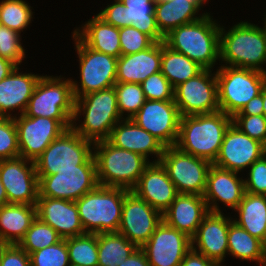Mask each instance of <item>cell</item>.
Segmentation results:
<instances>
[{
	"label": "cell",
	"mask_w": 266,
	"mask_h": 266,
	"mask_svg": "<svg viewBox=\"0 0 266 266\" xmlns=\"http://www.w3.org/2000/svg\"><path fill=\"white\" fill-rule=\"evenodd\" d=\"M232 117L222 111L210 114L183 116L180 119L176 147L187 154L205 159L213 164Z\"/></svg>",
	"instance_id": "cell-1"
},
{
	"label": "cell",
	"mask_w": 266,
	"mask_h": 266,
	"mask_svg": "<svg viewBox=\"0 0 266 266\" xmlns=\"http://www.w3.org/2000/svg\"><path fill=\"white\" fill-rule=\"evenodd\" d=\"M209 12L194 22L172 29L164 43L196 62L203 69L213 70L220 61V24ZM217 60V61H216Z\"/></svg>",
	"instance_id": "cell-2"
},
{
	"label": "cell",
	"mask_w": 266,
	"mask_h": 266,
	"mask_svg": "<svg viewBox=\"0 0 266 266\" xmlns=\"http://www.w3.org/2000/svg\"><path fill=\"white\" fill-rule=\"evenodd\" d=\"M220 60L225 66L258 70L266 73V34L261 26L240 21L229 30L220 26ZM225 63V64H222Z\"/></svg>",
	"instance_id": "cell-3"
},
{
	"label": "cell",
	"mask_w": 266,
	"mask_h": 266,
	"mask_svg": "<svg viewBox=\"0 0 266 266\" xmlns=\"http://www.w3.org/2000/svg\"><path fill=\"white\" fill-rule=\"evenodd\" d=\"M83 115V121L77 120ZM122 120L114 87L91 92L75 99L72 128L93 143L107 140L113 127Z\"/></svg>",
	"instance_id": "cell-4"
},
{
	"label": "cell",
	"mask_w": 266,
	"mask_h": 266,
	"mask_svg": "<svg viewBox=\"0 0 266 266\" xmlns=\"http://www.w3.org/2000/svg\"><path fill=\"white\" fill-rule=\"evenodd\" d=\"M93 157L98 185L132 191L150 163L142 155L112 145L108 140L94 142Z\"/></svg>",
	"instance_id": "cell-5"
},
{
	"label": "cell",
	"mask_w": 266,
	"mask_h": 266,
	"mask_svg": "<svg viewBox=\"0 0 266 266\" xmlns=\"http://www.w3.org/2000/svg\"><path fill=\"white\" fill-rule=\"evenodd\" d=\"M129 190L97 185L75 201L85 233L118 232Z\"/></svg>",
	"instance_id": "cell-6"
},
{
	"label": "cell",
	"mask_w": 266,
	"mask_h": 266,
	"mask_svg": "<svg viewBox=\"0 0 266 266\" xmlns=\"http://www.w3.org/2000/svg\"><path fill=\"white\" fill-rule=\"evenodd\" d=\"M74 113L72 78L46 74L38 80L24 114L28 117L57 119L66 129H70Z\"/></svg>",
	"instance_id": "cell-7"
},
{
	"label": "cell",
	"mask_w": 266,
	"mask_h": 266,
	"mask_svg": "<svg viewBox=\"0 0 266 266\" xmlns=\"http://www.w3.org/2000/svg\"><path fill=\"white\" fill-rule=\"evenodd\" d=\"M220 111L233 117L251 99L261 94L266 73L258 70L221 65L216 69Z\"/></svg>",
	"instance_id": "cell-8"
},
{
	"label": "cell",
	"mask_w": 266,
	"mask_h": 266,
	"mask_svg": "<svg viewBox=\"0 0 266 266\" xmlns=\"http://www.w3.org/2000/svg\"><path fill=\"white\" fill-rule=\"evenodd\" d=\"M94 143L73 128L66 129L34 161L37 175H54L57 170L78 169V165H96Z\"/></svg>",
	"instance_id": "cell-9"
},
{
	"label": "cell",
	"mask_w": 266,
	"mask_h": 266,
	"mask_svg": "<svg viewBox=\"0 0 266 266\" xmlns=\"http://www.w3.org/2000/svg\"><path fill=\"white\" fill-rule=\"evenodd\" d=\"M72 35L80 67V82L72 79L75 99L91 92L114 87L117 83L118 58L95 51L86 46L74 33Z\"/></svg>",
	"instance_id": "cell-10"
},
{
	"label": "cell",
	"mask_w": 266,
	"mask_h": 266,
	"mask_svg": "<svg viewBox=\"0 0 266 266\" xmlns=\"http://www.w3.org/2000/svg\"><path fill=\"white\" fill-rule=\"evenodd\" d=\"M178 193L203 196L209 161L184 153L176 146L165 147L160 159Z\"/></svg>",
	"instance_id": "cell-11"
},
{
	"label": "cell",
	"mask_w": 266,
	"mask_h": 266,
	"mask_svg": "<svg viewBox=\"0 0 266 266\" xmlns=\"http://www.w3.org/2000/svg\"><path fill=\"white\" fill-rule=\"evenodd\" d=\"M174 101L181 117L219 111L216 72L203 69L195 77L176 86Z\"/></svg>",
	"instance_id": "cell-12"
},
{
	"label": "cell",
	"mask_w": 266,
	"mask_h": 266,
	"mask_svg": "<svg viewBox=\"0 0 266 266\" xmlns=\"http://www.w3.org/2000/svg\"><path fill=\"white\" fill-rule=\"evenodd\" d=\"M38 176V197L77 201L97 185L96 165H78V169L57 170L54 175Z\"/></svg>",
	"instance_id": "cell-13"
},
{
	"label": "cell",
	"mask_w": 266,
	"mask_h": 266,
	"mask_svg": "<svg viewBox=\"0 0 266 266\" xmlns=\"http://www.w3.org/2000/svg\"><path fill=\"white\" fill-rule=\"evenodd\" d=\"M0 180L8 204L36 205L39 196L35 162L23 157L0 160Z\"/></svg>",
	"instance_id": "cell-14"
},
{
	"label": "cell",
	"mask_w": 266,
	"mask_h": 266,
	"mask_svg": "<svg viewBox=\"0 0 266 266\" xmlns=\"http://www.w3.org/2000/svg\"><path fill=\"white\" fill-rule=\"evenodd\" d=\"M131 119L165 147L176 145L181 115L174 100H146Z\"/></svg>",
	"instance_id": "cell-15"
},
{
	"label": "cell",
	"mask_w": 266,
	"mask_h": 266,
	"mask_svg": "<svg viewBox=\"0 0 266 266\" xmlns=\"http://www.w3.org/2000/svg\"><path fill=\"white\" fill-rule=\"evenodd\" d=\"M13 115L20 157L31 161H35L66 130L57 119Z\"/></svg>",
	"instance_id": "cell-16"
},
{
	"label": "cell",
	"mask_w": 266,
	"mask_h": 266,
	"mask_svg": "<svg viewBox=\"0 0 266 266\" xmlns=\"http://www.w3.org/2000/svg\"><path fill=\"white\" fill-rule=\"evenodd\" d=\"M162 213L139 198L133 191L124 197L118 233L142 247L162 222Z\"/></svg>",
	"instance_id": "cell-17"
},
{
	"label": "cell",
	"mask_w": 266,
	"mask_h": 266,
	"mask_svg": "<svg viewBox=\"0 0 266 266\" xmlns=\"http://www.w3.org/2000/svg\"><path fill=\"white\" fill-rule=\"evenodd\" d=\"M266 154V146L241 132L233 123L227 129L213 165L240 173Z\"/></svg>",
	"instance_id": "cell-18"
},
{
	"label": "cell",
	"mask_w": 266,
	"mask_h": 266,
	"mask_svg": "<svg viewBox=\"0 0 266 266\" xmlns=\"http://www.w3.org/2000/svg\"><path fill=\"white\" fill-rule=\"evenodd\" d=\"M141 248L150 266H180L191 249V238L162 220Z\"/></svg>",
	"instance_id": "cell-19"
},
{
	"label": "cell",
	"mask_w": 266,
	"mask_h": 266,
	"mask_svg": "<svg viewBox=\"0 0 266 266\" xmlns=\"http://www.w3.org/2000/svg\"><path fill=\"white\" fill-rule=\"evenodd\" d=\"M232 221V217H225L223 212L209 211L191 238V248L223 266L228 255V229Z\"/></svg>",
	"instance_id": "cell-20"
},
{
	"label": "cell",
	"mask_w": 266,
	"mask_h": 266,
	"mask_svg": "<svg viewBox=\"0 0 266 266\" xmlns=\"http://www.w3.org/2000/svg\"><path fill=\"white\" fill-rule=\"evenodd\" d=\"M245 192L244 179L238 177V172L222 169L213 164L210 166L203 195L208 211L223 212L219 203L235 210Z\"/></svg>",
	"instance_id": "cell-21"
},
{
	"label": "cell",
	"mask_w": 266,
	"mask_h": 266,
	"mask_svg": "<svg viewBox=\"0 0 266 266\" xmlns=\"http://www.w3.org/2000/svg\"><path fill=\"white\" fill-rule=\"evenodd\" d=\"M132 191L161 213L179 194L161 162H150Z\"/></svg>",
	"instance_id": "cell-22"
},
{
	"label": "cell",
	"mask_w": 266,
	"mask_h": 266,
	"mask_svg": "<svg viewBox=\"0 0 266 266\" xmlns=\"http://www.w3.org/2000/svg\"><path fill=\"white\" fill-rule=\"evenodd\" d=\"M36 209L37 217L63 239L85 234L75 201L38 197Z\"/></svg>",
	"instance_id": "cell-23"
},
{
	"label": "cell",
	"mask_w": 266,
	"mask_h": 266,
	"mask_svg": "<svg viewBox=\"0 0 266 266\" xmlns=\"http://www.w3.org/2000/svg\"><path fill=\"white\" fill-rule=\"evenodd\" d=\"M107 140L118 148L142 155L149 162L148 157L150 156H154L152 162H160L165 148L157 138L137 125L132 119L120 120L113 127Z\"/></svg>",
	"instance_id": "cell-24"
},
{
	"label": "cell",
	"mask_w": 266,
	"mask_h": 266,
	"mask_svg": "<svg viewBox=\"0 0 266 266\" xmlns=\"http://www.w3.org/2000/svg\"><path fill=\"white\" fill-rule=\"evenodd\" d=\"M19 69L16 67L0 82V116L13 118L15 110H19L17 116L24 114L41 77L39 74L19 72Z\"/></svg>",
	"instance_id": "cell-25"
},
{
	"label": "cell",
	"mask_w": 266,
	"mask_h": 266,
	"mask_svg": "<svg viewBox=\"0 0 266 266\" xmlns=\"http://www.w3.org/2000/svg\"><path fill=\"white\" fill-rule=\"evenodd\" d=\"M208 212L203 196L179 193L170 207L162 213V219L172 228L192 238Z\"/></svg>",
	"instance_id": "cell-26"
},
{
	"label": "cell",
	"mask_w": 266,
	"mask_h": 266,
	"mask_svg": "<svg viewBox=\"0 0 266 266\" xmlns=\"http://www.w3.org/2000/svg\"><path fill=\"white\" fill-rule=\"evenodd\" d=\"M162 42H154L149 48L117 60L116 81L141 84L150 75L161 71Z\"/></svg>",
	"instance_id": "cell-27"
},
{
	"label": "cell",
	"mask_w": 266,
	"mask_h": 266,
	"mask_svg": "<svg viewBox=\"0 0 266 266\" xmlns=\"http://www.w3.org/2000/svg\"><path fill=\"white\" fill-rule=\"evenodd\" d=\"M205 2L207 0L155 2L154 14L159 31L166 36L174 28L201 19L206 12L197 14Z\"/></svg>",
	"instance_id": "cell-28"
},
{
	"label": "cell",
	"mask_w": 266,
	"mask_h": 266,
	"mask_svg": "<svg viewBox=\"0 0 266 266\" xmlns=\"http://www.w3.org/2000/svg\"><path fill=\"white\" fill-rule=\"evenodd\" d=\"M81 27L74 29L73 33L86 46L116 58L121 56L119 28L107 24L98 15Z\"/></svg>",
	"instance_id": "cell-29"
},
{
	"label": "cell",
	"mask_w": 266,
	"mask_h": 266,
	"mask_svg": "<svg viewBox=\"0 0 266 266\" xmlns=\"http://www.w3.org/2000/svg\"><path fill=\"white\" fill-rule=\"evenodd\" d=\"M36 217V205L6 204L1 206L0 244H18Z\"/></svg>",
	"instance_id": "cell-30"
},
{
	"label": "cell",
	"mask_w": 266,
	"mask_h": 266,
	"mask_svg": "<svg viewBox=\"0 0 266 266\" xmlns=\"http://www.w3.org/2000/svg\"><path fill=\"white\" fill-rule=\"evenodd\" d=\"M234 211L239 216L233 222L266 245V196L245 192Z\"/></svg>",
	"instance_id": "cell-31"
},
{
	"label": "cell",
	"mask_w": 266,
	"mask_h": 266,
	"mask_svg": "<svg viewBox=\"0 0 266 266\" xmlns=\"http://www.w3.org/2000/svg\"><path fill=\"white\" fill-rule=\"evenodd\" d=\"M228 254L239 260L256 261L260 266H266V245L233 221L228 229Z\"/></svg>",
	"instance_id": "cell-32"
},
{
	"label": "cell",
	"mask_w": 266,
	"mask_h": 266,
	"mask_svg": "<svg viewBox=\"0 0 266 266\" xmlns=\"http://www.w3.org/2000/svg\"><path fill=\"white\" fill-rule=\"evenodd\" d=\"M203 68L184 54L172 50L162 41L161 73L175 88L199 74Z\"/></svg>",
	"instance_id": "cell-33"
},
{
	"label": "cell",
	"mask_w": 266,
	"mask_h": 266,
	"mask_svg": "<svg viewBox=\"0 0 266 266\" xmlns=\"http://www.w3.org/2000/svg\"><path fill=\"white\" fill-rule=\"evenodd\" d=\"M125 4L124 14L129 26L133 25L140 32L148 35L154 42L164 41V35L159 31L155 14L154 0H121Z\"/></svg>",
	"instance_id": "cell-34"
},
{
	"label": "cell",
	"mask_w": 266,
	"mask_h": 266,
	"mask_svg": "<svg viewBox=\"0 0 266 266\" xmlns=\"http://www.w3.org/2000/svg\"><path fill=\"white\" fill-rule=\"evenodd\" d=\"M137 248L118 232L98 233V266H119Z\"/></svg>",
	"instance_id": "cell-35"
},
{
	"label": "cell",
	"mask_w": 266,
	"mask_h": 266,
	"mask_svg": "<svg viewBox=\"0 0 266 266\" xmlns=\"http://www.w3.org/2000/svg\"><path fill=\"white\" fill-rule=\"evenodd\" d=\"M66 245L70 264L98 266V234L66 238Z\"/></svg>",
	"instance_id": "cell-36"
},
{
	"label": "cell",
	"mask_w": 266,
	"mask_h": 266,
	"mask_svg": "<svg viewBox=\"0 0 266 266\" xmlns=\"http://www.w3.org/2000/svg\"><path fill=\"white\" fill-rule=\"evenodd\" d=\"M32 7L24 0L0 2V25L21 34L33 21Z\"/></svg>",
	"instance_id": "cell-37"
},
{
	"label": "cell",
	"mask_w": 266,
	"mask_h": 266,
	"mask_svg": "<svg viewBox=\"0 0 266 266\" xmlns=\"http://www.w3.org/2000/svg\"><path fill=\"white\" fill-rule=\"evenodd\" d=\"M62 239L50 225L36 217L18 245L30 255L37 250L52 246Z\"/></svg>",
	"instance_id": "cell-38"
},
{
	"label": "cell",
	"mask_w": 266,
	"mask_h": 266,
	"mask_svg": "<svg viewBox=\"0 0 266 266\" xmlns=\"http://www.w3.org/2000/svg\"><path fill=\"white\" fill-rule=\"evenodd\" d=\"M114 88L122 119H131L146 101L141 84L117 82ZM124 115L127 116L124 117Z\"/></svg>",
	"instance_id": "cell-39"
},
{
	"label": "cell",
	"mask_w": 266,
	"mask_h": 266,
	"mask_svg": "<svg viewBox=\"0 0 266 266\" xmlns=\"http://www.w3.org/2000/svg\"><path fill=\"white\" fill-rule=\"evenodd\" d=\"M31 266H69L66 239L30 254Z\"/></svg>",
	"instance_id": "cell-40"
},
{
	"label": "cell",
	"mask_w": 266,
	"mask_h": 266,
	"mask_svg": "<svg viewBox=\"0 0 266 266\" xmlns=\"http://www.w3.org/2000/svg\"><path fill=\"white\" fill-rule=\"evenodd\" d=\"M21 34L15 30L0 25V57L19 67L25 60V50L20 42Z\"/></svg>",
	"instance_id": "cell-41"
},
{
	"label": "cell",
	"mask_w": 266,
	"mask_h": 266,
	"mask_svg": "<svg viewBox=\"0 0 266 266\" xmlns=\"http://www.w3.org/2000/svg\"><path fill=\"white\" fill-rule=\"evenodd\" d=\"M19 146L14 117L0 116V160L19 157Z\"/></svg>",
	"instance_id": "cell-42"
},
{
	"label": "cell",
	"mask_w": 266,
	"mask_h": 266,
	"mask_svg": "<svg viewBox=\"0 0 266 266\" xmlns=\"http://www.w3.org/2000/svg\"><path fill=\"white\" fill-rule=\"evenodd\" d=\"M141 86L146 100H174V87L161 71L150 75Z\"/></svg>",
	"instance_id": "cell-43"
},
{
	"label": "cell",
	"mask_w": 266,
	"mask_h": 266,
	"mask_svg": "<svg viewBox=\"0 0 266 266\" xmlns=\"http://www.w3.org/2000/svg\"><path fill=\"white\" fill-rule=\"evenodd\" d=\"M121 55H130L149 48L154 41L133 25L119 29Z\"/></svg>",
	"instance_id": "cell-44"
},
{
	"label": "cell",
	"mask_w": 266,
	"mask_h": 266,
	"mask_svg": "<svg viewBox=\"0 0 266 266\" xmlns=\"http://www.w3.org/2000/svg\"><path fill=\"white\" fill-rule=\"evenodd\" d=\"M232 123L241 132L266 146V117L264 115H234Z\"/></svg>",
	"instance_id": "cell-45"
},
{
	"label": "cell",
	"mask_w": 266,
	"mask_h": 266,
	"mask_svg": "<svg viewBox=\"0 0 266 266\" xmlns=\"http://www.w3.org/2000/svg\"><path fill=\"white\" fill-rule=\"evenodd\" d=\"M248 179H244L245 191L266 196V154L248 168Z\"/></svg>",
	"instance_id": "cell-46"
},
{
	"label": "cell",
	"mask_w": 266,
	"mask_h": 266,
	"mask_svg": "<svg viewBox=\"0 0 266 266\" xmlns=\"http://www.w3.org/2000/svg\"><path fill=\"white\" fill-rule=\"evenodd\" d=\"M0 266H31L30 255L18 244H0Z\"/></svg>",
	"instance_id": "cell-47"
},
{
	"label": "cell",
	"mask_w": 266,
	"mask_h": 266,
	"mask_svg": "<svg viewBox=\"0 0 266 266\" xmlns=\"http://www.w3.org/2000/svg\"><path fill=\"white\" fill-rule=\"evenodd\" d=\"M125 9V4L121 0H114V3L107 5L97 15L107 24L120 29L129 26V21H126V15L124 14Z\"/></svg>",
	"instance_id": "cell-48"
},
{
	"label": "cell",
	"mask_w": 266,
	"mask_h": 266,
	"mask_svg": "<svg viewBox=\"0 0 266 266\" xmlns=\"http://www.w3.org/2000/svg\"><path fill=\"white\" fill-rule=\"evenodd\" d=\"M180 266H219L213 260L206 258L204 255L196 252L192 248L185 254Z\"/></svg>",
	"instance_id": "cell-49"
},
{
	"label": "cell",
	"mask_w": 266,
	"mask_h": 266,
	"mask_svg": "<svg viewBox=\"0 0 266 266\" xmlns=\"http://www.w3.org/2000/svg\"><path fill=\"white\" fill-rule=\"evenodd\" d=\"M235 115H263V99L262 94L251 99L241 111Z\"/></svg>",
	"instance_id": "cell-50"
},
{
	"label": "cell",
	"mask_w": 266,
	"mask_h": 266,
	"mask_svg": "<svg viewBox=\"0 0 266 266\" xmlns=\"http://www.w3.org/2000/svg\"><path fill=\"white\" fill-rule=\"evenodd\" d=\"M119 266H150V264L143 249L141 247H138Z\"/></svg>",
	"instance_id": "cell-51"
},
{
	"label": "cell",
	"mask_w": 266,
	"mask_h": 266,
	"mask_svg": "<svg viewBox=\"0 0 266 266\" xmlns=\"http://www.w3.org/2000/svg\"><path fill=\"white\" fill-rule=\"evenodd\" d=\"M17 66L9 60L0 57V82L6 78Z\"/></svg>",
	"instance_id": "cell-52"
},
{
	"label": "cell",
	"mask_w": 266,
	"mask_h": 266,
	"mask_svg": "<svg viewBox=\"0 0 266 266\" xmlns=\"http://www.w3.org/2000/svg\"><path fill=\"white\" fill-rule=\"evenodd\" d=\"M6 204H8L7 193L0 180V207Z\"/></svg>",
	"instance_id": "cell-53"
},
{
	"label": "cell",
	"mask_w": 266,
	"mask_h": 266,
	"mask_svg": "<svg viewBox=\"0 0 266 266\" xmlns=\"http://www.w3.org/2000/svg\"><path fill=\"white\" fill-rule=\"evenodd\" d=\"M261 94L263 99V115L266 117V84L263 87Z\"/></svg>",
	"instance_id": "cell-54"
},
{
	"label": "cell",
	"mask_w": 266,
	"mask_h": 266,
	"mask_svg": "<svg viewBox=\"0 0 266 266\" xmlns=\"http://www.w3.org/2000/svg\"><path fill=\"white\" fill-rule=\"evenodd\" d=\"M265 17L263 18L264 19V24L265 26L261 27L262 31L266 34V14L264 15Z\"/></svg>",
	"instance_id": "cell-55"
},
{
	"label": "cell",
	"mask_w": 266,
	"mask_h": 266,
	"mask_svg": "<svg viewBox=\"0 0 266 266\" xmlns=\"http://www.w3.org/2000/svg\"><path fill=\"white\" fill-rule=\"evenodd\" d=\"M155 2H159V1H174V0H154Z\"/></svg>",
	"instance_id": "cell-56"
}]
</instances>
